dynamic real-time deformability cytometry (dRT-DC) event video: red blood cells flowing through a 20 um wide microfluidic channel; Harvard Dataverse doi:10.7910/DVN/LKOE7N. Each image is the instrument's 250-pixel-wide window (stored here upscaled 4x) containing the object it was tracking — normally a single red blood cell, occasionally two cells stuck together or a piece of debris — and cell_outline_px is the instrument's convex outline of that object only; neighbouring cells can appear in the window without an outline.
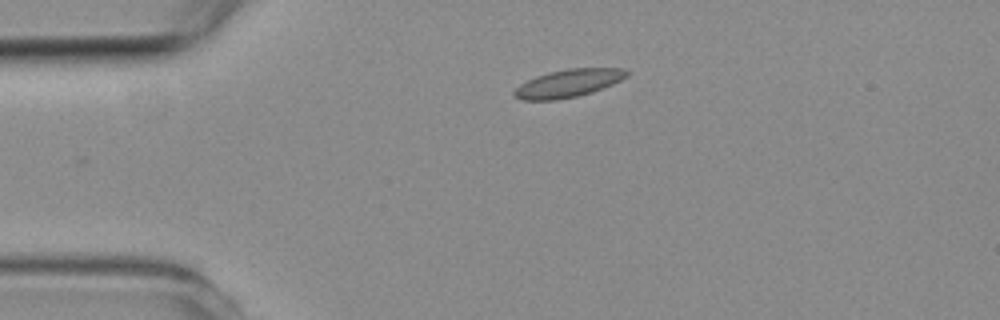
{"species": "common noctule bat (a hibernating species)", "species_latin": "Nyctalus noctula", "temperature_condition": "room temperature", "stored_images_in_passage": 2, "camera_frame_rate_fps": 3000, "um_per_image_px": 0.085, "animal": {"sex": "female", "body_mass_g": 19.3, "forearm_length_mm": 54.1}, "frame": {"image": 1, "passage_image": 1, "time_ms": 0.0, "image_size_px": [1000, 320], "cell_outline_px": [[628, 76], [612, 84], [592, 92], [576, 96], [556, 100], [524, 100], [512, 96], [512, 92], [520, 84], [536, 76], [548, 72], [568, 68], [624, 68], [628, 72]], "centroid_in_image_um": [48.28, 7.07], "position_along_channel_um": 36.7, "area_um2": 18.21}}